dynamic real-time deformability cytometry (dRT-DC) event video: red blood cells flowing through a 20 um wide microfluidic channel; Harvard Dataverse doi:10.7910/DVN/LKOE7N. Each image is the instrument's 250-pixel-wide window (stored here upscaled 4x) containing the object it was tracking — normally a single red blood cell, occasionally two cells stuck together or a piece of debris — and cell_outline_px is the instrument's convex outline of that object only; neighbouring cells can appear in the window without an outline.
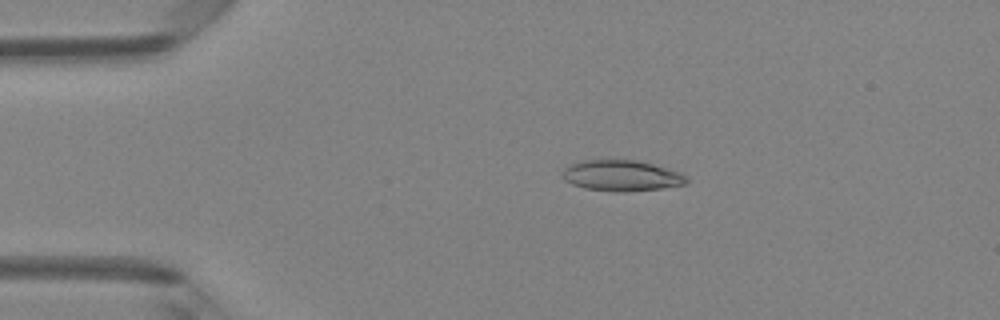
{"species": "Egyptian fruit bat (a non-hibernating species)", "species_latin": "Rousettus aegyptiacus", "temperature_condition": "room temperature", "stored_images_in_passage": 48, "camera_frame_rate_fps": 3000, "um_per_image_px": 0.085, "animal": {"sex": "female"}, "frame": {"image": 1, "passage_image": 10, "time_ms": 3.0, "image_size_px": [1000, 320], "cell_outline_px": [[688, 184], [660, 188], [620, 192], [616, 192], [584, 188], [572, 184], [564, 180], [560, 176], [564, 168], [580, 160], [636, 160], [652, 164], [680, 172], [688, 180]], "centroid_in_image_um": [52.79, 14.93], "position_along_channel_um": 32.2, "area_um2": 22.25}}
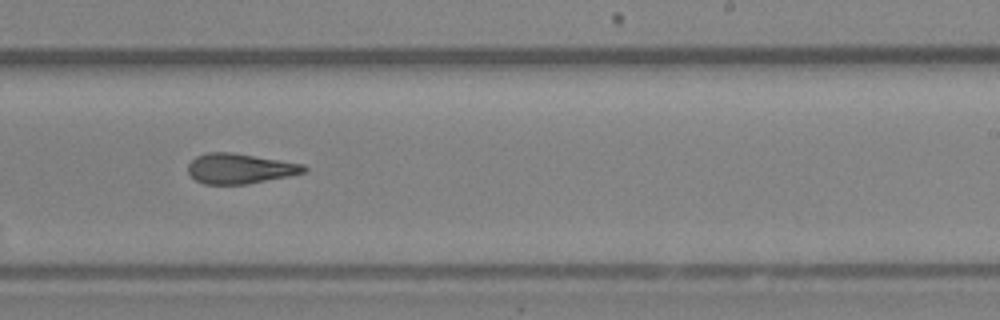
{"frame": {"image": 2, "passage_image": 30, "time_ms": 9.667, "image_size_px": [1000, 320], "cell_outline_px": [[308, 168], [304, 172], [288, 176], [248, 184], [204, 184], [196, 180], [188, 172], [188, 164], [196, 156], [208, 152], [232, 152], [304, 164]], "centroid_in_image_um": [20.38, 14.32], "position_along_channel_um": 268.6, "area_um2": 20.29}}
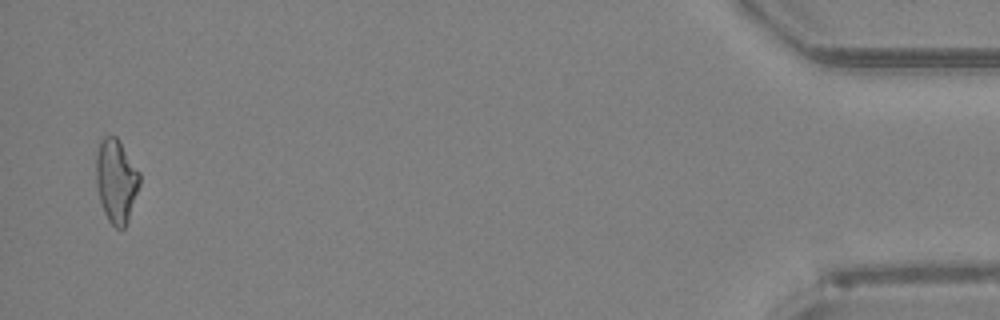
{"frame": {"image": 3, "passage_image": 47, "time_ms": 15.333, "image_size_px": [1000, 320], "cell_outline_px": [[140, 184], [128, 220], [124, 228], [116, 228], [108, 220], [104, 212], [100, 200], [96, 184], [96, 152], [100, 140], [104, 136], [116, 136], [140, 172]], "centroid_in_image_um": [9.87, 15.35], "position_along_channel_um": 425.3, "area_um2": 21.15}, "authors_computed_cell_mechanics": {"area_um2": 20.9814, "velocity_mm_per_s": 4.2748, "shape_relaxation_time_tau1_ms": 6.8149, "shape_relaxation_time_tau2_ms": 1.4302, "deformation_change_tau1": 0.2105, "deformation_change_tau2": 0.1064}}